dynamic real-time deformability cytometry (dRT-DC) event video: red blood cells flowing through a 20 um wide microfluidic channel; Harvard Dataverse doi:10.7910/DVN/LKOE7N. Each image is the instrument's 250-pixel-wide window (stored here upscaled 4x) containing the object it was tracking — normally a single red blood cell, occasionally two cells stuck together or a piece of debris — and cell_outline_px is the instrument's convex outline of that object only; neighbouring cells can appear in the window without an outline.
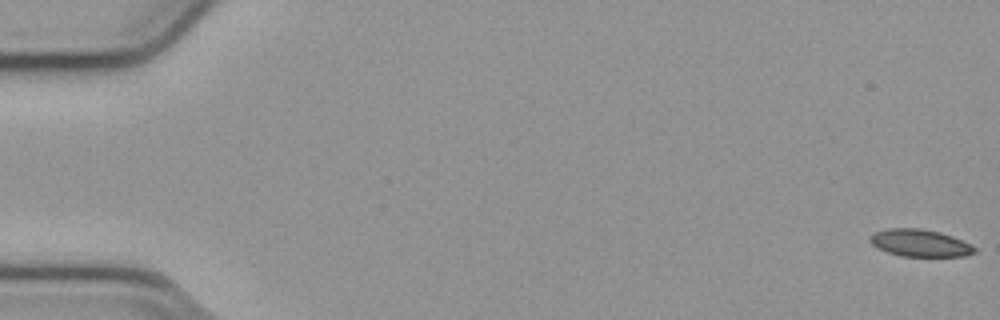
{"species": "common noctule bat (a hibernating species)", "species_latin": "Nyctalus noctula", "temperature_condition": "cold", "stored_images_in_passage": 12, "camera_frame_rate_fps": 3000, "um_per_image_px": 0.085, "animal": {"sex": "male", "body_mass_g": 23.1, "forearm_length_mm": 52.7}, "frame": {"image": 1, "passage_image": 1, "time_ms": 0.0, "image_size_px": [1000, 320], "cell_outline_px": [[976, 252], [964, 256], [900, 256], [888, 252], [872, 244], [868, 240], [868, 236], [876, 232], [888, 228], [920, 228], [940, 232], [952, 236], [972, 244], [976, 248]], "centroid_in_image_um": [78.21, 20.65], "position_along_channel_um": 6.8, "area_um2": 16.59}}